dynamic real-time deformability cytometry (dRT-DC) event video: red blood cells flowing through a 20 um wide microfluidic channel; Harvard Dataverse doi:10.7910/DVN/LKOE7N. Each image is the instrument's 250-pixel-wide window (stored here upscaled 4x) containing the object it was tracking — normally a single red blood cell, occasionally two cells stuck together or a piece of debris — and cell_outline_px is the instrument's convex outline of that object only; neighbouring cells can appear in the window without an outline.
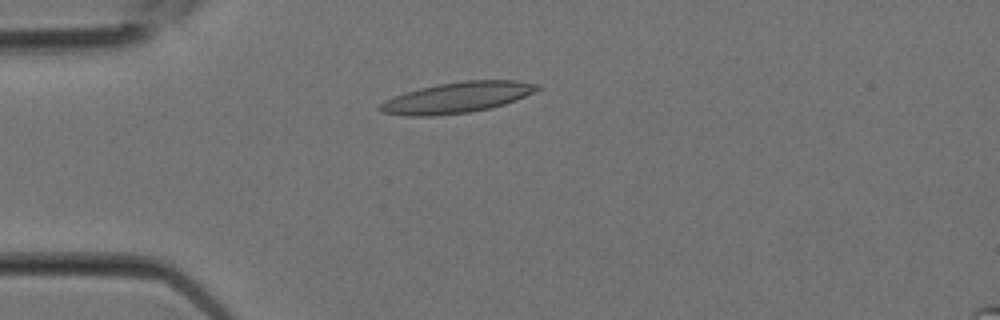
{"species": "Egyptian fruit bat (a non-hibernating species)", "species_latin": "Rousettus aegyptiacus", "temperature_condition": "room temperature", "stored_images_in_passage": 2, "camera_frame_rate_fps": 3000, "um_per_image_px": 0.085, "animal": {"sex": "female"}, "frame": {"image": 1, "passage_image": 2, "time_ms": 0.333, "image_size_px": [1000, 320], "cell_outline_px": [[540, 88], [516, 100], [492, 108], [468, 112], [432, 116], [408, 116], [380, 112], [376, 108], [384, 100], [404, 92], [420, 88], [440, 84], [464, 80], [516, 80], [540, 84]], "centroid_in_image_um": [38.82, 8.29], "position_along_channel_um": 46.2, "area_um2": 28.21}}